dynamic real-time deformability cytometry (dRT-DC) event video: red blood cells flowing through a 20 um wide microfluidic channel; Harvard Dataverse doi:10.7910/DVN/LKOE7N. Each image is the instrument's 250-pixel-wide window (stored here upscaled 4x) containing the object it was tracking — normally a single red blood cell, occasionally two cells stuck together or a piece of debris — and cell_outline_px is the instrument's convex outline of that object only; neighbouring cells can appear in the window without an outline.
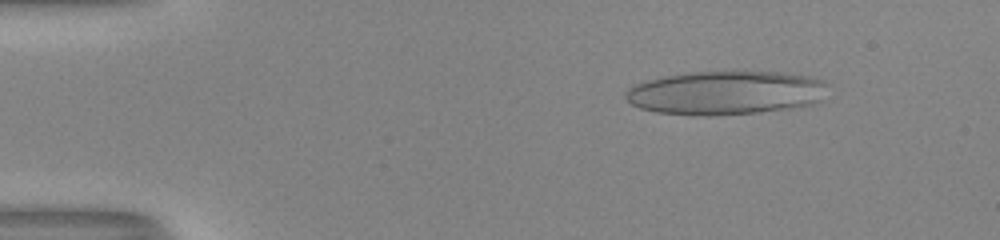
{"species": "human", "species_latin": "Homo sapiens", "temperature_condition": "room temperature", "stored_images_in_passage": 52, "camera_frame_rate_fps": 3000, "um_per_image_px": 0.085, "donor": {"sex": "male"}, "frame": {"image": 1, "passage_image": 7, "time_ms": 2.0, "image_size_px": [1000, 240], "cell_outline_px": [[828, 84], [820, 100], [812, 104], [760, 112], [712, 116], [704, 116], [656, 112], [640, 108], [632, 104], [624, 96], [628, 88], [632, 84], [660, 76], [688, 72], [780, 72], [812, 76], [824, 80]], "centroid_in_image_um": [61.65, 7.88], "position_along_channel_um": 23.4, "area_um2": 51.79}}
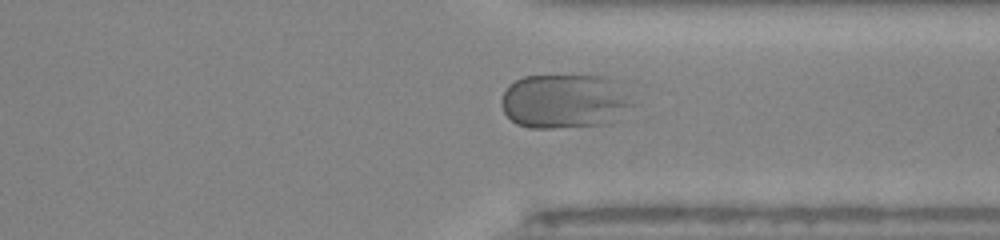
{"frame": {"image": 2, "passage_image": 40, "time_ms": 13.0, "image_size_px": [1000, 240], "cell_outline_px": [[640, 108], [620, 120], [612, 124], [552, 128], [528, 128], [516, 124], [504, 112], [500, 104], [500, 100], [508, 84], [524, 76], [608, 76], [624, 80], [640, 104]], "centroid_in_image_um": [48.26, 8.6], "position_along_channel_um": 363.1, "area_um2": 44.27}}
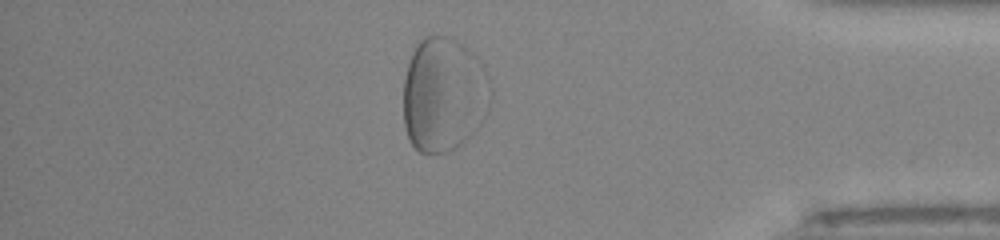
{"frame": {"image": 3, "passage_image": 45, "time_ms": 14.667, "image_size_px": [1000, 240], "cell_outline_px": [[492, 100], [488, 112], [480, 124], [460, 144], [444, 152], [420, 152], [408, 140], [404, 128], [404, 80], [408, 64], [412, 52], [420, 40], [428, 36], [448, 36], [456, 40], [472, 52], [476, 56], [492, 88]], "centroid_in_image_um": [37.71, 8.04], "position_along_channel_um": 397.5, "area_um2": 58.03}}